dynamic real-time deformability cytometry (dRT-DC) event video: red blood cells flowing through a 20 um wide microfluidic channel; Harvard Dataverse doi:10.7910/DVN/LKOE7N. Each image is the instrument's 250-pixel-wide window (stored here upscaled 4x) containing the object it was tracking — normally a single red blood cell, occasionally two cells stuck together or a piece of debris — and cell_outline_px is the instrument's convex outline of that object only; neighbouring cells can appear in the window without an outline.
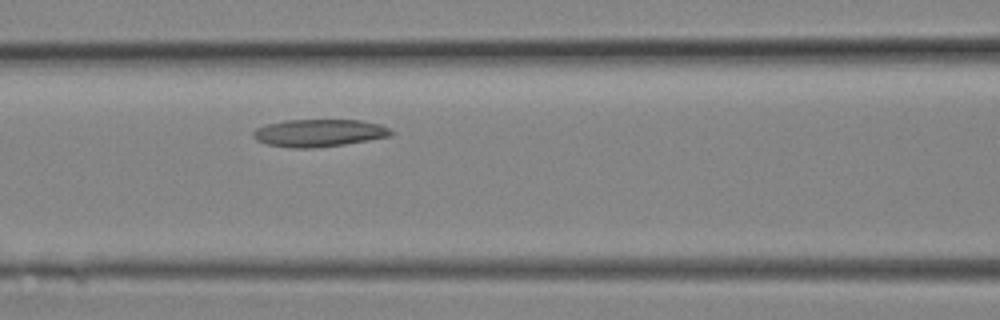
{"species": "Egyptian fruit bat (a non-hibernating species)", "species_latin": "Rousettus aegyptiacus", "temperature_condition": "room temperature", "stored_images_in_passage": 5, "camera_frame_rate_fps": 3000, "um_per_image_px": 0.085, "animal": {"sex": "female"}, "frame": {"image": 1, "passage_image": 5, "time_ms": 1.333, "image_size_px": [1000, 320], "cell_outline_px": [[392, 136], [344, 144], [312, 148], [292, 148], [268, 144], [256, 140], [252, 136], [252, 132], [256, 128], [268, 124], [284, 120], [360, 120], [380, 124], [388, 128], [392, 132]], "centroid_in_image_um": [27.1, 11.3], "position_along_channel_um": 139.5, "area_um2": 21.96}}